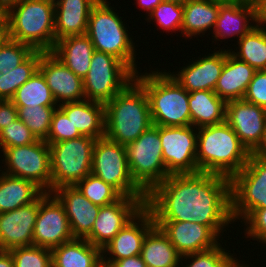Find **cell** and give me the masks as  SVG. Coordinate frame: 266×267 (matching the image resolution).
Here are the masks:
<instances>
[{"mask_svg":"<svg viewBox=\"0 0 266 267\" xmlns=\"http://www.w3.org/2000/svg\"><path fill=\"white\" fill-rule=\"evenodd\" d=\"M145 206L155 221H192L219 238L233 222L230 178L213 173L171 174L148 195Z\"/></svg>","mask_w":266,"mask_h":267,"instance_id":"1","label":"cell"},{"mask_svg":"<svg viewBox=\"0 0 266 267\" xmlns=\"http://www.w3.org/2000/svg\"><path fill=\"white\" fill-rule=\"evenodd\" d=\"M199 171L231 178L246 165L251 153L226 123L197 128Z\"/></svg>","mask_w":266,"mask_h":267,"instance_id":"2","label":"cell"},{"mask_svg":"<svg viewBox=\"0 0 266 267\" xmlns=\"http://www.w3.org/2000/svg\"><path fill=\"white\" fill-rule=\"evenodd\" d=\"M152 125L148 96L136 80L105 104V137L114 142H134Z\"/></svg>","mask_w":266,"mask_h":267,"instance_id":"3","label":"cell"},{"mask_svg":"<svg viewBox=\"0 0 266 267\" xmlns=\"http://www.w3.org/2000/svg\"><path fill=\"white\" fill-rule=\"evenodd\" d=\"M55 4L52 0H20L8 6V38L33 50L55 46Z\"/></svg>","mask_w":266,"mask_h":267,"instance_id":"4","label":"cell"},{"mask_svg":"<svg viewBox=\"0 0 266 267\" xmlns=\"http://www.w3.org/2000/svg\"><path fill=\"white\" fill-rule=\"evenodd\" d=\"M166 71L135 74V80L148 96L153 125L189 126L191 125L189 92Z\"/></svg>","mask_w":266,"mask_h":267,"instance_id":"5","label":"cell"},{"mask_svg":"<svg viewBox=\"0 0 266 267\" xmlns=\"http://www.w3.org/2000/svg\"><path fill=\"white\" fill-rule=\"evenodd\" d=\"M107 0H99L91 9L86 35L95 50L113 55L125 63L135 74V45L128 34L125 22ZM110 6V7H109Z\"/></svg>","mask_w":266,"mask_h":267,"instance_id":"6","label":"cell"},{"mask_svg":"<svg viewBox=\"0 0 266 267\" xmlns=\"http://www.w3.org/2000/svg\"><path fill=\"white\" fill-rule=\"evenodd\" d=\"M97 139L78 138L48 143L51 161V192L63 186H75L91 173L93 147Z\"/></svg>","mask_w":266,"mask_h":267,"instance_id":"7","label":"cell"},{"mask_svg":"<svg viewBox=\"0 0 266 267\" xmlns=\"http://www.w3.org/2000/svg\"><path fill=\"white\" fill-rule=\"evenodd\" d=\"M125 149L132 178L146 195L170 175L162 157L159 126L152 125Z\"/></svg>","mask_w":266,"mask_h":267,"instance_id":"8","label":"cell"},{"mask_svg":"<svg viewBox=\"0 0 266 267\" xmlns=\"http://www.w3.org/2000/svg\"><path fill=\"white\" fill-rule=\"evenodd\" d=\"M134 80L135 73L125 63L95 50L83 79L85 99L105 105Z\"/></svg>","mask_w":266,"mask_h":267,"instance_id":"9","label":"cell"},{"mask_svg":"<svg viewBox=\"0 0 266 267\" xmlns=\"http://www.w3.org/2000/svg\"><path fill=\"white\" fill-rule=\"evenodd\" d=\"M91 173L110 184L122 196L147 197L132 178L125 146L105 136L95 141Z\"/></svg>","mask_w":266,"mask_h":267,"instance_id":"10","label":"cell"},{"mask_svg":"<svg viewBox=\"0 0 266 267\" xmlns=\"http://www.w3.org/2000/svg\"><path fill=\"white\" fill-rule=\"evenodd\" d=\"M230 196L233 223L255 208H266V162L250 155L241 171L230 178Z\"/></svg>","mask_w":266,"mask_h":267,"instance_id":"11","label":"cell"},{"mask_svg":"<svg viewBox=\"0 0 266 267\" xmlns=\"http://www.w3.org/2000/svg\"><path fill=\"white\" fill-rule=\"evenodd\" d=\"M5 174L35 183L44 192H51V161L49 144L44 140L5 148L3 151Z\"/></svg>","mask_w":266,"mask_h":267,"instance_id":"12","label":"cell"},{"mask_svg":"<svg viewBox=\"0 0 266 267\" xmlns=\"http://www.w3.org/2000/svg\"><path fill=\"white\" fill-rule=\"evenodd\" d=\"M162 157L167 172L185 174L199 172L197 155V128L194 126H159Z\"/></svg>","mask_w":266,"mask_h":267,"instance_id":"13","label":"cell"},{"mask_svg":"<svg viewBox=\"0 0 266 267\" xmlns=\"http://www.w3.org/2000/svg\"><path fill=\"white\" fill-rule=\"evenodd\" d=\"M73 238L64 206L52 192H44L39 197L32 245L52 249Z\"/></svg>","mask_w":266,"mask_h":267,"instance_id":"14","label":"cell"},{"mask_svg":"<svg viewBox=\"0 0 266 267\" xmlns=\"http://www.w3.org/2000/svg\"><path fill=\"white\" fill-rule=\"evenodd\" d=\"M146 200L147 197L122 196L115 203L100 207L92 231L85 239L102 250L145 207Z\"/></svg>","mask_w":266,"mask_h":267,"instance_id":"15","label":"cell"},{"mask_svg":"<svg viewBox=\"0 0 266 267\" xmlns=\"http://www.w3.org/2000/svg\"><path fill=\"white\" fill-rule=\"evenodd\" d=\"M225 122L252 153L266 129V109L243 99L226 102Z\"/></svg>","mask_w":266,"mask_h":267,"instance_id":"16","label":"cell"},{"mask_svg":"<svg viewBox=\"0 0 266 267\" xmlns=\"http://www.w3.org/2000/svg\"><path fill=\"white\" fill-rule=\"evenodd\" d=\"M154 226L153 214L145 206L102 249V260L111 264L116 260L140 255L144 238Z\"/></svg>","mask_w":266,"mask_h":267,"instance_id":"17","label":"cell"},{"mask_svg":"<svg viewBox=\"0 0 266 267\" xmlns=\"http://www.w3.org/2000/svg\"><path fill=\"white\" fill-rule=\"evenodd\" d=\"M38 70L44 76L57 106L85 100L83 79L74 74L51 52L42 54Z\"/></svg>","mask_w":266,"mask_h":267,"instance_id":"18","label":"cell"},{"mask_svg":"<svg viewBox=\"0 0 266 267\" xmlns=\"http://www.w3.org/2000/svg\"><path fill=\"white\" fill-rule=\"evenodd\" d=\"M181 255L211 249L219 243V237L206 225L192 221H155Z\"/></svg>","mask_w":266,"mask_h":267,"instance_id":"19","label":"cell"},{"mask_svg":"<svg viewBox=\"0 0 266 267\" xmlns=\"http://www.w3.org/2000/svg\"><path fill=\"white\" fill-rule=\"evenodd\" d=\"M39 198L15 210L0 213V250L32 246Z\"/></svg>","mask_w":266,"mask_h":267,"instance_id":"20","label":"cell"},{"mask_svg":"<svg viewBox=\"0 0 266 267\" xmlns=\"http://www.w3.org/2000/svg\"><path fill=\"white\" fill-rule=\"evenodd\" d=\"M64 206L74 238H86L92 231L100 206L88 200L76 186H63L52 191Z\"/></svg>","mask_w":266,"mask_h":267,"instance_id":"21","label":"cell"},{"mask_svg":"<svg viewBox=\"0 0 266 267\" xmlns=\"http://www.w3.org/2000/svg\"><path fill=\"white\" fill-rule=\"evenodd\" d=\"M225 62V50L199 58L192 64L181 68L178 74L170 72L172 77L187 91H214Z\"/></svg>","mask_w":266,"mask_h":267,"instance_id":"22","label":"cell"},{"mask_svg":"<svg viewBox=\"0 0 266 267\" xmlns=\"http://www.w3.org/2000/svg\"><path fill=\"white\" fill-rule=\"evenodd\" d=\"M99 0H57L55 4V41L86 34L88 19Z\"/></svg>","mask_w":266,"mask_h":267,"instance_id":"23","label":"cell"},{"mask_svg":"<svg viewBox=\"0 0 266 267\" xmlns=\"http://www.w3.org/2000/svg\"><path fill=\"white\" fill-rule=\"evenodd\" d=\"M252 21L255 25L251 24ZM257 24L256 7L253 3L238 2L226 3L220 6L213 37L217 40L237 37V40L246 35Z\"/></svg>","mask_w":266,"mask_h":267,"instance_id":"24","label":"cell"},{"mask_svg":"<svg viewBox=\"0 0 266 267\" xmlns=\"http://www.w3.org/2000/svg\"><path fill=\"white\" fill-rule=\"evenodd\" d=\"M225 49V62L214 92L225 102L243 99L256 70Z\"/></svg>","mask_w":266,"mask_h":267,"instance_id":"25","label":"cell"},{"mask_svg":"<svg viewBox=\"0 0 266 267\" xmlns=\"http://www.w3.org/2000/svg\"><path fill=\"white\" fill-rule=\"evenodd\" d=\"M73 126L85 136L98 139L105 136V105L90 100L58 105Z\"/></svg>","mask_w":266,"mask_h":267,"instance_id":"26","label":"cell"},{"mask_svg":"<svg viewBox=\"0 0 266 267\" xmlns=\"http://www.w3.org/2000/svg\"><path fill=\"white\" fill-rule=\"evenodd\" d=\"M94 51L92 41L83 34L56 41L51 53L74 74L84 79L90 69Z\"/></svg>","mask_w":266,"mask_h":267,"instance_id":"27","label":"cell"},{"mask_svg":"<svg viewBox=\"0 0 266 267\" xmlns=\"http://www.w3.org/2000/svg\"><path fill=\"white\" fill-rule=\"evenodd\" d=\"M52 267H96L102 250L85 238H73L51 249Z\"/></svg>","mask_w":266,"mask_h":267,"instance_id":"28","label":"cell"},{"mask_svg":"<svg viewBox=\"0 0 266 267\" xmlns=\"http://www.w3.org/2000/svg\"><path fill=\"white\" fill-rule=\"evenodd\" d=\"M222 4L214 0H188L183 4L182 35L191 39L208 29L214 30Z\"/></svg>","mask_w":266,"mask_h":267,"instance_id":"29","label":"cell"},{"mask_svg":"<svg viewBox=\"0 0 266 267\" xmlns=\"http://www.w3.org/2000/svg\"><path fill=\"white\" fill-rule=\"evenodd\" d=\"M191 125L200 128L225 122L226 102L214 91L202 90L189 93Z\"/></svg>","mask_w":266,"mask_h":267,"instance_id":"30","label":"cell"},{"mask_svg":"<svg viewBox=\"0 0 266 267\" xmlns=\"http://www.w3.org/2000/svg\"><path fill=\"white\" fill-rule=\"evenodd\" d=\"M1 173L0 213L28 205L44 193L40 187L29 180Z\"/></svg>","mask_w":266,"mask_h":267,"instance_id":"31","label":"cell"},{"mask_svg":"<svg viewBox=\"0 0 266 267\" xmlns=\"http://www.w3.org/2000/svg\"><path fill=\"white\" fill-rule=\"evenodd\" d=\"M140 256L147 267H179L181 261L170 239L156 225L146 234Z\"/></svg>","mask_w":266,"mask_h":267,"instance_id":"32","label":"cell"},{"mask_svg":"<svg viewBox=\"0 0 266 267\" xmlns=\"http://www.w3.org/2000/svg\"><path fill=\"white\" fill-rule=\"evenodd\" d=\"M256 24L237 42L238 52L229 50L237 59L248 63L256 71L266 70V27Z\"/></svg>","mask_w":266,"mask_h":267,"instance_id":"33","label":"cell"},{"mask_svg":"<svg viewBox=\"0 0 266 267\" xmlns=\"http://www.w3.org/2000/svg\"><path fill=\"white\" fill-rule=\"evenodd\" d=\"M11 101L16 107H58L44 76L39 70L16 90Z\"/></svg>","mask_w":266,"mask_h":267,"instance_id":"34","label":"cell"},{"mask_svg":"<svg viewBox=\"0 0 266 267\" xmlns=\"http://www.w3.org/2000/svg\"><path fill=\"white\" fill-rule=\"evenodd\" d=\"M43 53V51L34 50L18 67L2 73L0 100H11L16 90L38 71Z\"/></svg>","mask_w":266,"mask_h":267,"instance_id":"35","label":"cell"},{"mask_svg":"<svg viewBox=\"0 0 266 267\" xmlns=\"http://www.w3.org/2000/svg\"><path fill=\"white\" fill-rule=\"evenodd\" d=\"M93 204L100 207L118 201L122 195L110 184L90 173L75 185Z\"/></svg>","mask_w":266,"mask_h":267,"instance_id":"36","label":"cell"},{"mask_svg":"<svg viewBox=\"0 0 266 267\" xmlns=\"http://www.w3.org/2000/svg\"><path fill=\"white\" fill-rule=\"evenodd\" d=\"M18 118L31 130L37 140L46 141L56 107H17Z\"/></svg>","mask_w":266,"mask_h":267,"instance_id":"37","label":"cell"},{"mask_svg":"<svg viewBox=\"0 0 266 267\" xmlns=\"http://www.w3.org/2000/svg\"><path fill=\"white\" fill-rule=\"evenodd\" d=\"M219 243L217 246L201 251L196 253H190L184 256H181V260H189V264H186V266L182 265L183 262L180 261L181 266L183 267H229L232 262L236 259L234 258L230 253H228V250H225L222 248ZM230 254V255H229ZM184 258V259H183ZM191 262V263H190Z\"/></svg>","mask_w":266,"mask_h":267,"instance_id":"38","label":"cell"},{"mask_svg":"<svg viewBox=\"0 0 266 267\" xmlns=\"http://www.w3.org/2000/svg\"><path fill=\"white\" fill-rule=\"evenodd\" d=\"M9 252L15 267H52L51 249L32 245L13 248Z\"/></svg>","mask_w":266,"mask_h":267,"instance_id":"39","label":"cell"},{"mask_svg":"<svg viewBox=\"0 0 266 267\" xmlns=\"http://www.w3.org/2000/svg\"><path fill=\"white\" fill-rule=\"evenodd\" d=\"M148 22L154 20L163 31H181L183 5L162 1L148 15Z\"/></svg>","mask_w":266,"mask_h":267,"instance_id":"40","label":"cell"},{"mask_svg":"<svg viewBox=\"0 0 266 267\" xmlns=\"http://www.w3.org/2000/svg\"><path fill=\"white\" fill-rule=\"evenodd\" d=\"M34 50L26 44L7 40L0 46V72L18 67Z\"/></svg>","mask_w":266,"mask_h":267,"instance_id":"41","label":"cell"},{"mask_svg":"<svg viewBox=\"0 0 266 267\" xmlns=\"http://www.w3.org/2000/svg\"><path fill=\"white\" fill-rule=\"evenodd\" d=\"M36 137L31 130L17 118L0 132V148L28 145L36 142Z\"/></svg>","mask_w":266,"mask_h":267,"instance_id":"42","label":"cell"},{"mask_svg":"<svg viewBox=\"0 0 266 267\" xmlns=\"http://www.w3.org/2000/svg\"><path fill=\"white\" fill-rule=\"evenodd\" d=\"M82 134L68 120L66 114L57 107L54 111L50 131L46 139L47 143H56L64 140L74 139Z\"/></svg>","mask_w":266,"mask_h":267,"instance_id":"43","label":"cell"},{"mask_svg":"<svg viewBox=\"0 0 266 267\" xmlns=\"http://www.w3.org/2000/svg\"><path fill=\"white\" fill-rule=\"evenodd\" d=\"M243 222L247 238L259 240L258 242L266 244V208H255L244 219Z\"/></svg>","mask_w":266,"mask_h":267,"instance_id":"44","label":"cell"},{"mask_svg":"<svg viewBox=\"0 0 266 267\" xmlns=\"http://www.w3.org/2000/svg\"><path fill=\"white\" fill-rule=\"evenodd\" d=\"M243 100L266 109V70L255 72Z\"/></svg>","mask_w":266,"mask_h":267,"instance_id":"45","label":"cell"},{"mask_svg":"<svg viewBox=\"0 0 266 267\" xmlns=\"http://www.w3.org/2000/svg\"><path fill=\"white\" fill-rule=\"evenodd\" d=\"M18 118V109L11 100H0V132Z\"/></svg>","mask_w":266,"mask_h":267,"instance_id":"46","label":"cell"},{"mask_svg":"<svg viewBox=\"0 0 266 267\" xmlns=\"http://www.w3.org/2000/svg\"><path fill=\"white\" fill-rule=\"evenodd\" d=\"M112 267H147L140 255L116 260L111 263Z\"/></svg>","mask_w":266,"mask_h":267,"instance_id":"47","label":"cell"},{"mask_svg":"<svg viewBox=\"0 0 266 267\" xmlns=\"http://www.w3.org/2000/svg\"><path fill=\"white\" fill-rule=\"evenodd\" d=\"M256 19L258 24H266V0H258L255 3Z\"/></svg>","mask_w":266,"mask_h":267,"instance_id":"48","label":"cell"},{"mask_svg":"<svg viewBox=\"0 0 266 267\" xmlns=\"http://www.w3.org/2000/svg\"><path fill=\"white\" fill-rule=\"evenodd\" d=\"M251 155L266 162V129L260 144L251 153Z\"/></svg>","mask_w":266,"mask_h":267,"instance_id":"49","label":"cell"},{"mask_svg":"<svg viewBox=\"0 0 266 267\" xmlns=\"http://www.w3.org/2000/svg\"><path fill=\"white\" fill-rule=\"evenodd\" d=\"M0 29H8V5L0 0Z\"/></svg>","mask_w":266,"mask_h":267,"instance_id":"50","label":"cell"},{"mask_svg":"<svg viewBox=\"0 0 266 267\" xmlns=\"http://www.w3.org/2000/svg\"><path fill=\"white\" fill-rule=\"evenodd\" d=\"M162 0H137V4L141 9L147 11L148 15L154 10V8L160 4Z\"/></svg>","mask_w":266,"mask_h":267,"instance_id":"51","label":"cell"},{"mask_svg":"<svg viewBox=\"0 0 266 267\" xmlns=\"http://www.w3.org/2000/svg\"><path fill=\"white\" fill-rule=\"evenodd\" d=\"M0 267H15L11 253L0 250Z\"/></svg>","mask_w":266,"mask_h":267,"instance_id":"52","label":"cell"},{"mask_svg":"<svg viewBox=\"0 0 266 267\" xmlns=\"http://www.w3.org/2000/svg\"><path fill=\"white\" fill-rule=\"evenodd\" d=\"M8 32L7 29H0V46L7 40Z\"/></svg>","mask_w":266,"mask_h":267,"instance_id":"53","label":"cell"},{"mask_svg":"<svg viewBox=\"0 0 266 267\" xmlns=\"http://www.w3.org/2000/svg\"><path fill=\"white\" fill-rule=\"evenodd\" d=\"M238 259H235L229 267H249V265H243L239 263Z\"/></svg>","mask_w":266,"mask_h":267,"instance_id":"54","label":"cell"},{"mask_svg":"<svg viewBox=\"0 0 266 267\" xmlns=\"http://www.w3.org/2000/svg\"><path fill=\"white\" fill-rule=\"evenodd\" d=\"M214 1H217V2H220V3H223V4L244 2V0H214Z\"/></svg>","mask_w":266,"mask_h":267,"instance_id":"55","label":"cell"},{"mask_svg":"<svg viewBox=\"0 0 266 267\" xmlns=\"http://www.w3.org/2000/svg\"><path fill=\"white\" fill-rule=\"evenodd\" d=\"M162 1H165V2H172V3H177V4H180V5H183V4H185L188 0H162Z\"/></svg>","mask_w":266,"mask_h":267,"instance_id":"56","label":"cell"},{"mask_svg":"<svg viewBox=\"0 0 266 267\" xmlns=\"http://www.w3.org/2000/svg\"><path fill=\"white\" fill-rule=\"evenodd\" d=\"M96 267H112V266L111 264H108L102 260Z\"/></svg>","mask_w":266,"mask_h":267,"instance_id":"57","label":"cell"},{"mask_svg":"<svg viewBox=\"0 0 266 267\" xmlns=\"http://www.w3.org/2000/svg\"><path fill=\"white\" fill-rule=\"evenodd\" d=\"M4 3H6L8 6L14 2L20 1V0H2Z\"/></svg>","mask_w":266,"mask_h":267,"instance_id":"58","label":"cell"},{"mask_svg":"<svg viewBox=\"0 0 266 267\" xmlns=\"http://www.w3.org/2000/svg\"><path fill=\"white\" fill-rule=\"evenodd\" d=\"M258 0H244V2L253 3L255 4Z\"/></svg>","mask_w":266,"mask_h":267,"instance_id":"59","label":"cell"}]
</instances>
